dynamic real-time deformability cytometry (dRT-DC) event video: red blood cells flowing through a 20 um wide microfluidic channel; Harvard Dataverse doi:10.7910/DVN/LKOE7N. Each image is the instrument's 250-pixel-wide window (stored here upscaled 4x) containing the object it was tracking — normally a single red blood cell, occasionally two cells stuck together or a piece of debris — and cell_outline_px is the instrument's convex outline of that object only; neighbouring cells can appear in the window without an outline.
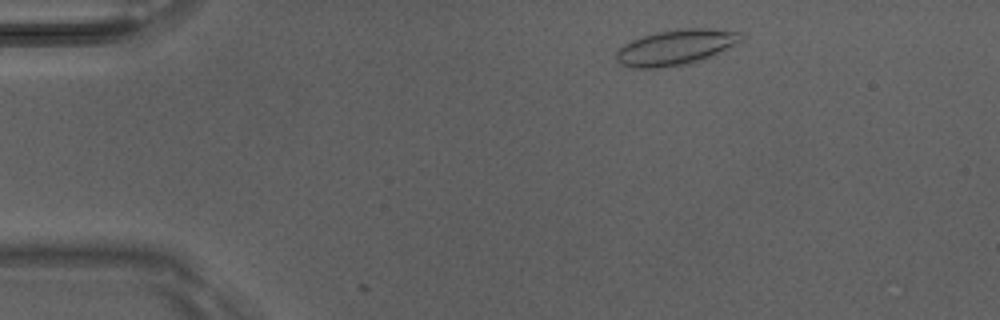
{"species": "Egyptian fruit bat (a non-hibernating species)", "species_latin": "Rousettus aegyptiacus", "temperature_condition": "room temperature", "stored_images_in_passage": 8, "camera_frame_rate_fps": 3000, "um_per_image_px": 0.085, "animal": {"sex": "male"}, "frame": {"image": 1, "passage_image": 2, "time_ms": 0.333, "image_size_px": [1000, 320], "cell_outline_px": [[740, 40], [716, 56], [704, 60], [688, 64], [660, 68], [632, 68], [620, 64], [616, 60], [616, 52], [624, 44], [632, 40], [656, 32], [680, 28], [708, 28], [740, 32]], "centroid_in_image_um": [57.43, 4.04], "position_along_channel_um": 27.6, "area_um2": 25.89}}